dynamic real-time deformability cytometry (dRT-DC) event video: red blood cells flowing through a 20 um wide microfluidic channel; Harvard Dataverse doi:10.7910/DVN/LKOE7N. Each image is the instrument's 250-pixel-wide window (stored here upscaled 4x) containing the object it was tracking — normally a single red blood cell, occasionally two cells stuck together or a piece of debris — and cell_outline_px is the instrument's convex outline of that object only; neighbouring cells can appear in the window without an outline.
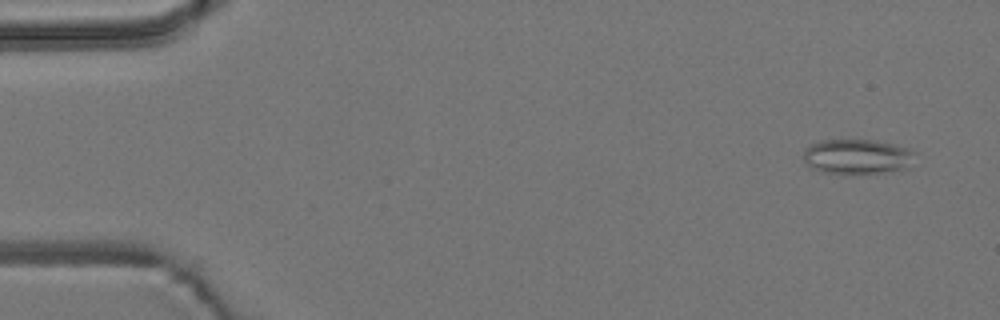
{"species": "common noctule bat (a hibernating species)", "species_latin": "Nyctalus noctula", "temperature_condition": "room temperature", "stored_images_in_passage": 5, "camera_frame_rate_fps": 3000, "um_per_image_px": 0.085, "animal": {"sex": "male", "body_mass_g": 19.2, "forearm_length_mm": 51.8}, "frame": {"image": 1, "passage_image": 1, "time_ms": 0.0, "image_size_px": [1000, 320], "cell_outline_px": [[916, 152], [908, 168], [892, 172], [824, 172], [812, 168], [804, 160], [804, 148], [820, 140], [876, 140], [908, 148]], "centroid_in_image_um": [72.89, 13.29], "position_along_channel_um": 12.1, "area_um2": 22.37}}